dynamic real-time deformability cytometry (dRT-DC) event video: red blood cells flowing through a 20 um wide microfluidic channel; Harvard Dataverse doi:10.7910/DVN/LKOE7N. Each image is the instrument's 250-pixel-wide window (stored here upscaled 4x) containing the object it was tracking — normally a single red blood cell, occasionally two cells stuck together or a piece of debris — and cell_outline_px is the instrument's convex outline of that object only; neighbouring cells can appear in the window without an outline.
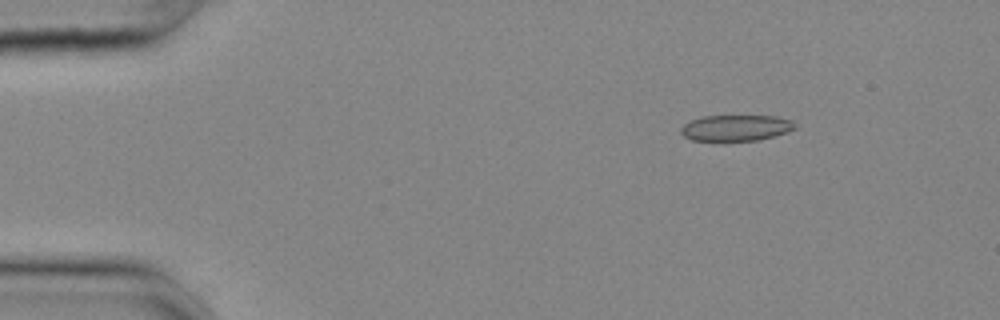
{"species": "common noctule bat (a hibernating species)", "species_latin": "Nyctalus noctula", "temperature_condition": "cold", "stored_images_in_passage": 48, "camera_frame_rate_fps": 3000, "um_per_image_px": 0.085, "animal": {"sex": "female", "body_mass_g": 25.1}, "frame": {"image": 1, "passage_image": 1, "time_ms": 0.0, "image_size_px": [1000, 320], "cell_outline_px": [[796, 128], [788, 132], [760, 140], [692, 140], [684, 136], [680, 132], [680, 128], [684, 124], [692, 120], [704, 116], [776, 116], [792, 120]], "centroid_in_image_um": [62.57, 10.86], "position_along_channel_um": 22.4, "area_um2": 17.17}}
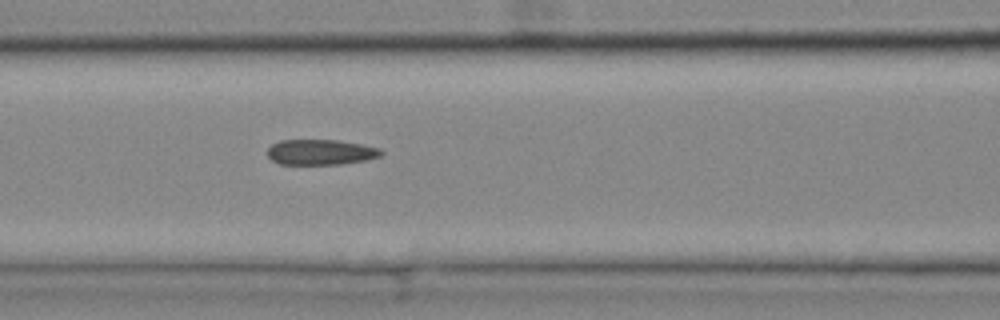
{"frame": {"image": 2, "passage_image": 17, "time_ms": 5.333, "image_size_px": [1000, 320], "cell_outline_px": [[384, 152], [380, 156], [364, 160], [340, 164], [280, 164], [272, 160], [268, 156], [268, 148], [272, 144], [280, 140], [340, 140], [380, 148]], "centroid_in_image_um": [27.25, 12.92], "position_along_channel_um": 139.4, "area_um2": 16.76}}
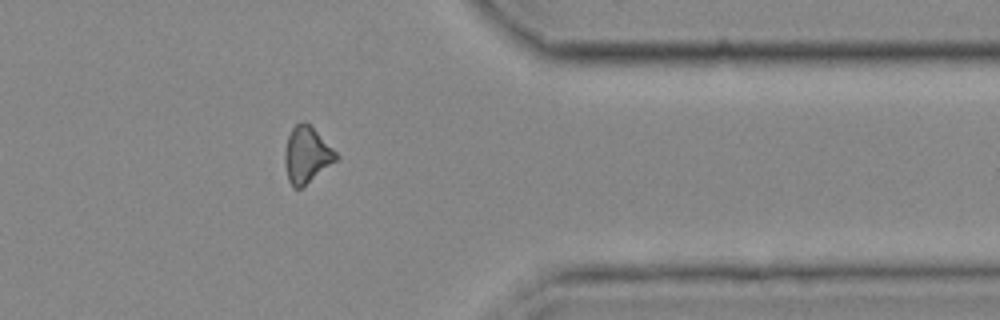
{"frame": {"image": 3, "passage_image": 38, "time_ms": 12.333, "image_size_px": [1000, 320], "cell_outline_px": [[340, 156], [336, 160], [300, 188], [292, 188], [288, 180], [284, 164], [284, 152], [288, 136], [292, 128], [296, 124], [308, 124]], "centroid_in_image_um": [26.03, 13.2], "position_along_channel_um": 385.4, "area_um2": 16.24}, "authors_computed_cell_mechanics": {"area_um2": 17.3978, "velocity_mm_per_s": 3.6869, "shape_relaxation_time_tau1_ms": null, "shape_relaxation_time_tau2_ms": 10.7415, "deformation_change_tau1": null, "deformation_change_tau2": 0.186}}